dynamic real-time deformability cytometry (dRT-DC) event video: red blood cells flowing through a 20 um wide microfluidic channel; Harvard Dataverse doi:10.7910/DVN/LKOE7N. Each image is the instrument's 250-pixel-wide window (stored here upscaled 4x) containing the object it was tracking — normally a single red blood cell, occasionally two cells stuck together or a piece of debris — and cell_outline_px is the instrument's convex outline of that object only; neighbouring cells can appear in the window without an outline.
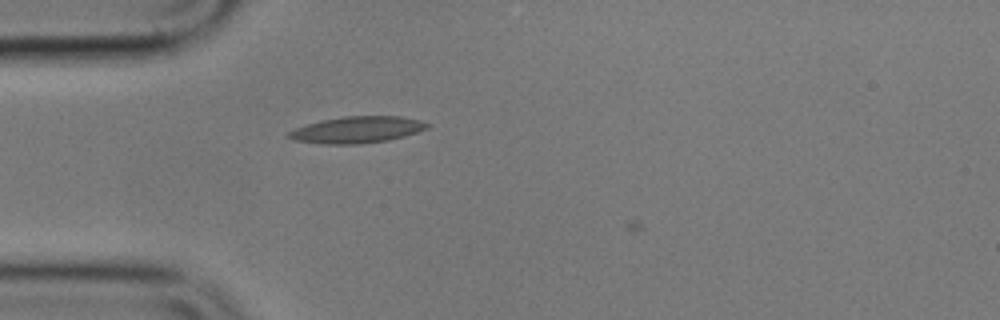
{"species": "common noctule bat (a hibernating species)", "species_latin": "Nyctalus noctula", "temperature_condition": "cold", "stored_images_in_passage": 14, "camera_frame_rate_fps": 3000, "um_per_image_px": 0.085, "animal": {"sex": "male", "body_mass_g": 17.9}, "frame": {"image": 1, "passage_image": 13, "time_ms": 4.0, "image_size_px": [1000, 320], "cell_outline_px": [[432, 124], [428, 128], [404, 136], [388, 140], [360, 144], [324, 144], [292, 140], [288, 136], [288, 132], [296, 128], [308, 124], [324, 120], [344, 116], [400, 116], [420, 120]], "centroid_in_image_um": [30.38, 11.03], "position_along_channel_um": 54.6, "area_um2": 21.33}}